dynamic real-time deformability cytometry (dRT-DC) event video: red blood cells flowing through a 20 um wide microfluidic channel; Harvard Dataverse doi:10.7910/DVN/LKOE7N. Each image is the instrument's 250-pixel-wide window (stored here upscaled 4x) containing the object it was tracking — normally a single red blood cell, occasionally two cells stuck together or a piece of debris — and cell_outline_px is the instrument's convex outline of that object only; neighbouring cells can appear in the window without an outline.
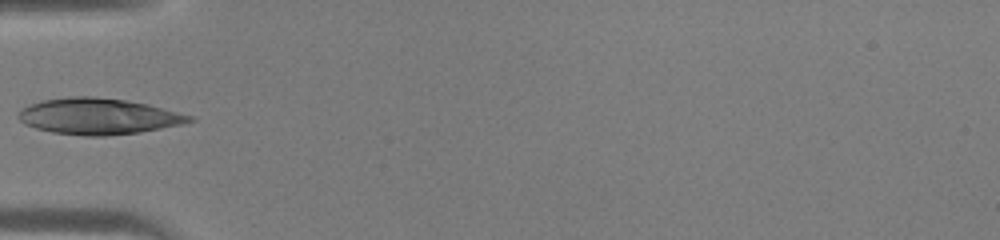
{"species": "human", "species_latin": "Homo sapiens", "temperature_condition": "warm", "stored_images_in_passage": 11, "camera_frame_rate_fps": 3000, "um_per_image_px": 0.085, "donor": {"sex": "male"}, "frame": {"image": 1, "passage_image": 1, "time_ms": 0.0, "image_size_px": [1000, 240], "cell_outline_px": [[196, 120], [184, 124], [140, 132], [104, 136], [84, 136], [52, 132], [36, 128], [24, 124], [16, 116], [20, 108], [28, 104], [40, 100], [72, 96], [96, 96], [124, 100], [148, 104], [196, 116]], "centroid_in_image_um": [8.36, 9.88], "position_along_channel_um": 76.6, "area_um2": 36.47}}
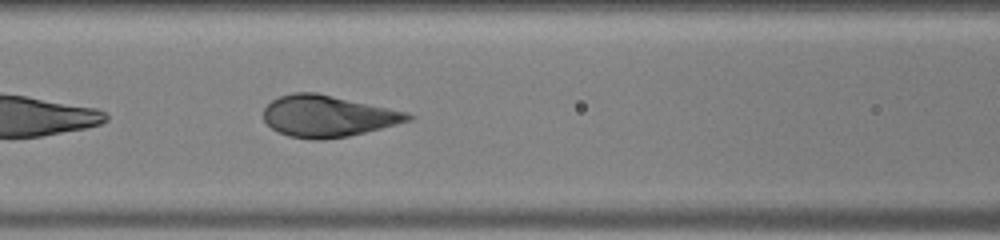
{"frame": {"image": 2, "passage_image": 5, "time_ms": 1.333, "image_size_px": [1000, 240], "cell_outline_px": [[416, 116], [412, 120], [348, 136], [320, 140], [312, 140], [288, 136], [272, 128], [264, 120], [264, 108], [272, 100], [280, 96], [292, 92], [316, 92], [408, 112]], "centroid_in_image_um": [27.86, 9.87], "position_along_channel_um": 138.7, "area_um2": 34.8}}
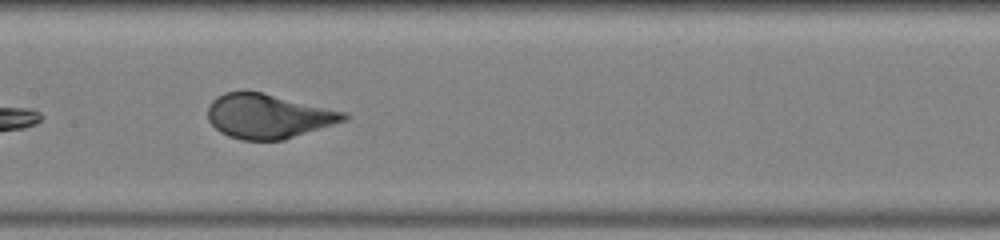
{"frame": {"image": 3, "passage_image": 8, "time_ms": 2.333, "image_size_px": [1000, 240], "cell_outline_px": [[352, 116], [348, 120], [284, 140], [240, 140], [228, 136], [220, 132], [208, 120], [208, 104], [216, 96], [224, 92], [244, 88], [264, 92], [348, 112]], "centroid_in_image_um": [22.81, 9.84], "position_along_channel_um": 184.6, "area_um2": 36.24}}